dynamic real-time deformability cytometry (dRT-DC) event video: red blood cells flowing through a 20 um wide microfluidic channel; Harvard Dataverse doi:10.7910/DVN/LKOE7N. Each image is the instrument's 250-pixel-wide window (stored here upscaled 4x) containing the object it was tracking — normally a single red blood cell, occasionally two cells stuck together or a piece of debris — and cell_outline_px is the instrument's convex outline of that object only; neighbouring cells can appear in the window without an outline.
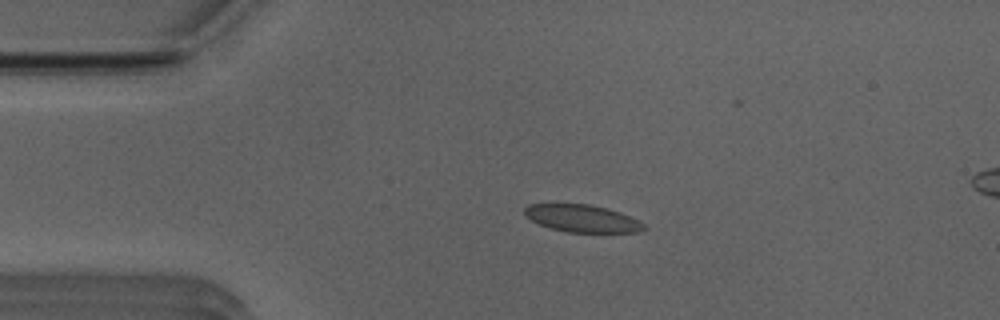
{"species": "Egyptian fruit bat (a non-hibernating species)", "species_latin": "Rousettus aegyptiacus", "temperature_condition": "room temperature", "stored_images_in_passage": 43, "segment_of_instrument_passage": [1, 2], "camera_frame_rate_fps": 3000, "um_per_image_px": 0.085, "animal": {"sex": "male"}, "frame": {"image": 1, "passage_image": 1, "time_ms": 0.0, "image_size_px": [1000, 320], "cell_outline_px": [[648, 228], [640, 232], [568, 232], [552, 228], [540, 224], [524, 216], [524, 208], [528, 204], [588, 204], [604, 208], [628, 216], [644, 224]], "centroid_in_image_um": [49.45, 18.57], "position_along_channel_um": 35.5, "area_um2": 18.67}}
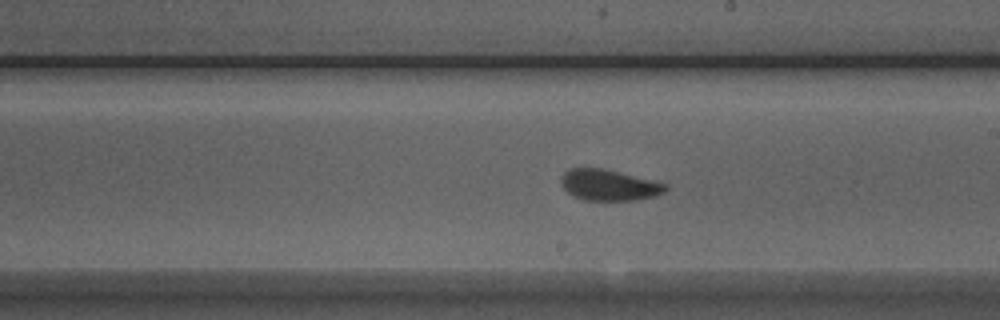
{"frame": {"image": 2, "passage_image": 19, "time_ms": 6.0, "image_size_px": [1000, 320], "cell_outline_px": [[668, 188], [664, 192], [652, 196], [636, 200], [584, 200], [572, 196], [560, 184], [560, 176], [568, 168], [600, 168], [668, 184]], "centroid_in_image_um": [51.7, 15.73], "position_along_channel_um": 237.3, "area_um2": 18.73}}
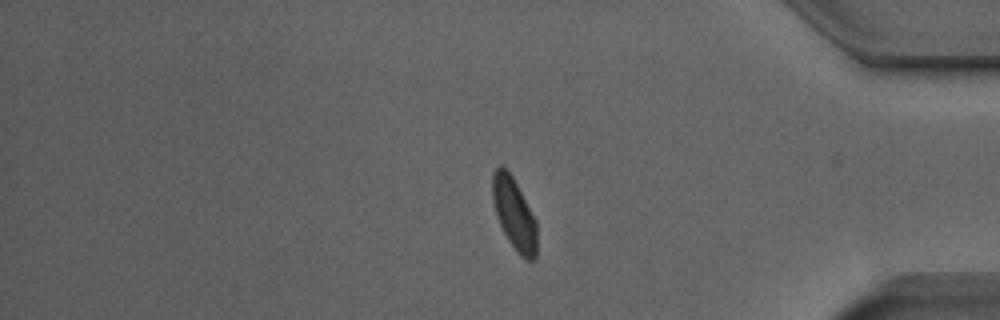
{"frame": {"image": 3, "passage_image": 33, "time_ms": 10.667, "image_size_px": [1000, 320], "cell_outline_px": [[536, 260], [528, 260], [520, 256], [516, 252], [508, 240], [496, 216], [492, 200], [492, 176], [496, 168], [500, 164], [512, 176], [536, 220]], "centroid_in_image_um": [43.69, 18.2], "position_along_channel_um": 391.5, "area_um2": 18.44}}